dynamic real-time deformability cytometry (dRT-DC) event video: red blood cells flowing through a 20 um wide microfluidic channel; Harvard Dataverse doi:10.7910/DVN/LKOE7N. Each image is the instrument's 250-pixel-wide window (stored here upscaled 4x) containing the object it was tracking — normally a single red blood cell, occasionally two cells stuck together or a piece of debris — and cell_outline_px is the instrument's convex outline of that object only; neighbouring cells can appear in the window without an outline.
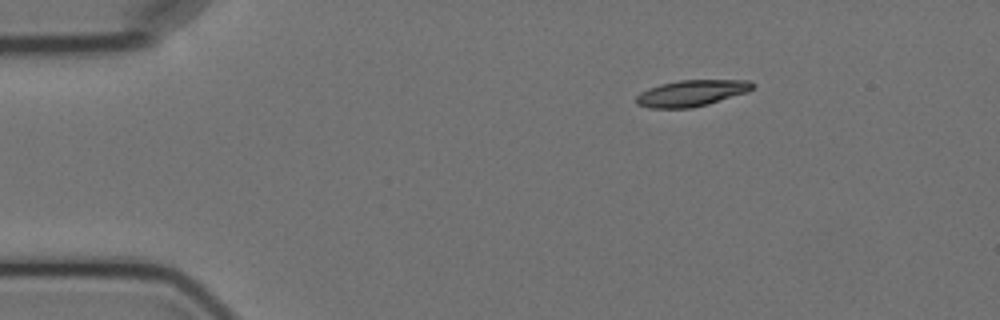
{"species": "Egyptian fruit bat (a non-hibernating species)", "species_latin": "Rousettus aegyptiacus", "temperature_condition": "cold", "stored_images_in_passage": 2, "camera_frame_rate_fps": 3000, "um_per_image_px": 0.085, "animal": {"sex": "female"}, "frame": {"image": 1, "passage_image": 1, "time_ms": 0.0, "image_size_px": [1000, 320], "cell_outline_px": [[756, 84], [748, 92], [708, 104], [692, 108], [648, 108], [636, 104], [636, 96], [640, 92], [648, 88], [660, 84], [680, 80], [748, 80]], "centroid_in_image_um": [58.77, 7.92], "position_along_channel_um": 26.2, "area_um2": 17.92}}